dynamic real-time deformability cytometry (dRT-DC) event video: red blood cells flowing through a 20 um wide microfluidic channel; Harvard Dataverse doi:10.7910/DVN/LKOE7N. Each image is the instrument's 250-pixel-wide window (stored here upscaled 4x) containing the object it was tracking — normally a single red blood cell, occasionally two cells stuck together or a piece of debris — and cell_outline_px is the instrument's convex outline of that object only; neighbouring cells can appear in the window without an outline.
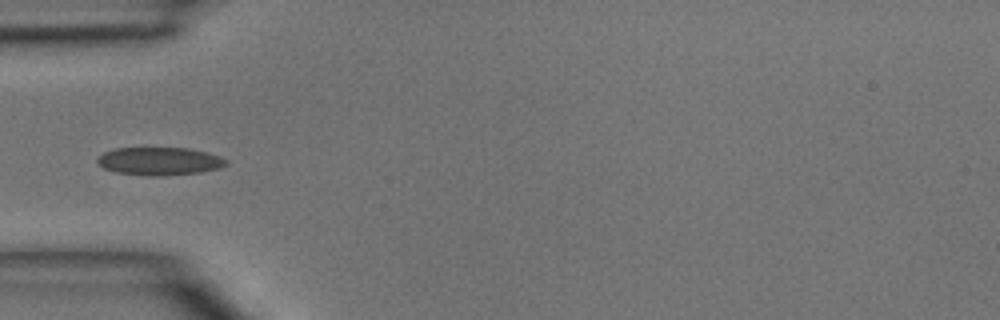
{"species": "common noctule bat (a hibernating species)", "species_latin": "Nyctalus noctula", "temperature_condition": "room temperature", "stored_images_in_passage": 32, "camera_frame_rate_fps": 3000, "um_per_image_px": 0.085, "animal": {"sex": "male", "body_mass_g": 15.6}, "frame": {"image": 1, "passage_image": 1, "time_ms": 0.0, "image_size_px": [1000, 320], "cell_outline_px": [[228, 164], [220, 168], [200, 172], [156, 176], [116, 172], [104, 168], [96, 160], [104, 152], [112, 148], [188, 148], [220, 156], [228, 160]], "centroid_in_image_um": [13.57, 13.69], "position_along_channel_um": 71.4, "area_um2": 20.75}}
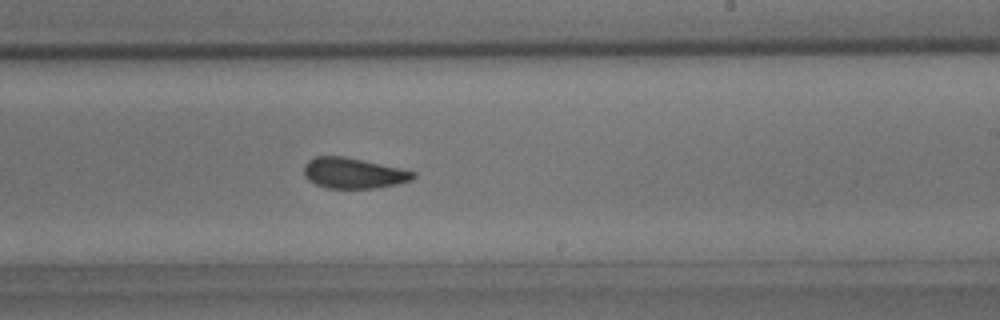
{"frame": {"image": 2, "passage_image": 14, "time_ms": 4.333, "image_size_px": [1000, 320], "cell_outline_px": [[416, 176], [412, 180], [396, 184], [376, 188], [324, 188], [308, 180], [304, 176], [304, 164], [308, 160], [316, 156], [344, 156], [400, 168], [416, 172]], "centroid_in_image_um": [30.02, 14.72], "position_along_channel_um": 259.0, "area_um2": 19.54}}
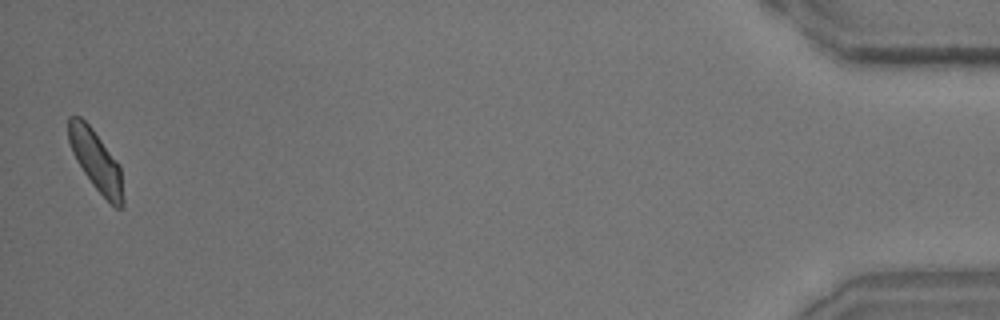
{"frame": {"image": 3, "passage_image": 32, "time_ms": 10.333, "image_size_px": [1000, 320], "cell_outline_px": [[124, 204], [120, 208], [116, 208], [92, 184], [76, 160], [72, 152], [68, 140], [68, 116], [80, 116], [92, 128], [120, 164], [124, 200]], "centroid_in_image_um": [8.16, 13.64], "position_along_channel_um": 427.0, "area_um2": 19.13}}